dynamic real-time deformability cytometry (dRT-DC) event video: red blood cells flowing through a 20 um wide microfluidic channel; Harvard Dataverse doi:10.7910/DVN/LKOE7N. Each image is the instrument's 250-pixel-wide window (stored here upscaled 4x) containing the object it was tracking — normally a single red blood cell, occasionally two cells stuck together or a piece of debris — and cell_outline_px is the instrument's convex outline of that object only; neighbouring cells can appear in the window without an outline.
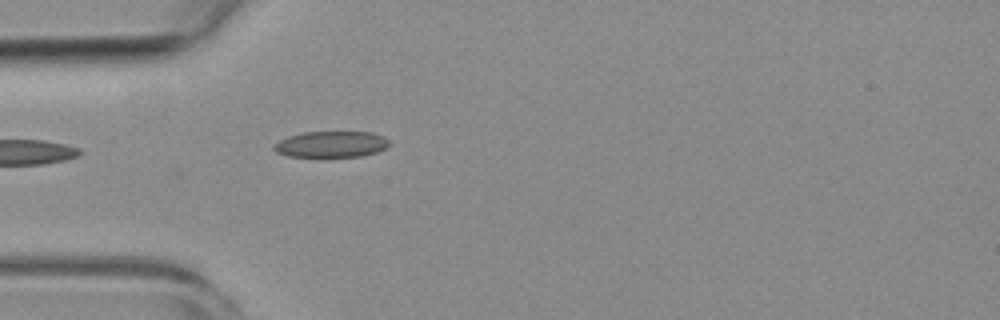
{"species": "common noctule bat (a hibernating species)", "species_latin": "Nyctalus noctula", "temperature_condition": "room temperature", "stored_images_in_passage": 4, "camera_frame_rate_fps": 3000, "um_per_image_px": 0.085, "animal": {"sex": "female", "body_mass_g": 19.3, "forearm_length_mm": 54.1}, "frame": {"image": 1, "passage_image": 4, "time_ms": 3.333, "image_size_px": [1000, 320], "cell_outline_px": [[392, 144], [388, 148], [376, 152], [360, 156], [320, 160], [288, 156], [276, 152], [272, 148], [272, 144], [288, 136], [304, 132], [372, 132], [384, 136]], "centroid_in_image_um": [28.13, 12.31], "position_along_channel_um": 56.9, "area_um2": 18.67}}